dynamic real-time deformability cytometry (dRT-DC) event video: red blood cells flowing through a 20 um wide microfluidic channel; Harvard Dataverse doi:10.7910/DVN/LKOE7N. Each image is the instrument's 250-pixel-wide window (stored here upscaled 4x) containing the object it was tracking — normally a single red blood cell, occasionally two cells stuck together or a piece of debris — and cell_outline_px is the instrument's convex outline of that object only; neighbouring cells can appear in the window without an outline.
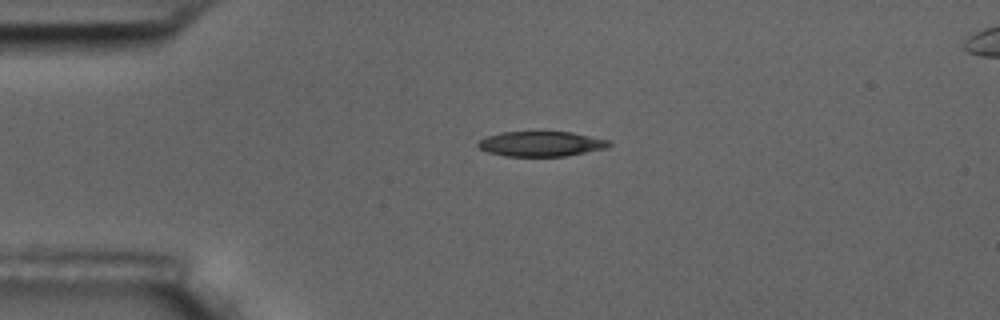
{"species": "common noctule bat (a hibernating species)", "species_latin": "Nyctalus noctula", "temperature_condition": "room temperature", "stored_images_in_passage": 3, "camera_frame_rate_fps": 3000, "um_per_image_px": 0.085, "animal": {"sex": "male", "body_mass_g": 17.5, "forearm_length_mm": 52.3}, "frame": {"image": 1, "passage_image": 2, "time_ms": 1.333, "image_size_px": [1000, 320], "cell_outline_px": [[612, 144], [608, 148], [564, 156], [504, 156], [488, 152], [480, 148], [476, 144], [480, 140], [488, 136], [500, 132], [572, 132], [608, 140]], "centroid_in_image_um": [46.0, 12.23], "position_along_channel_um": 39.0, "area_um2": 19.02}}